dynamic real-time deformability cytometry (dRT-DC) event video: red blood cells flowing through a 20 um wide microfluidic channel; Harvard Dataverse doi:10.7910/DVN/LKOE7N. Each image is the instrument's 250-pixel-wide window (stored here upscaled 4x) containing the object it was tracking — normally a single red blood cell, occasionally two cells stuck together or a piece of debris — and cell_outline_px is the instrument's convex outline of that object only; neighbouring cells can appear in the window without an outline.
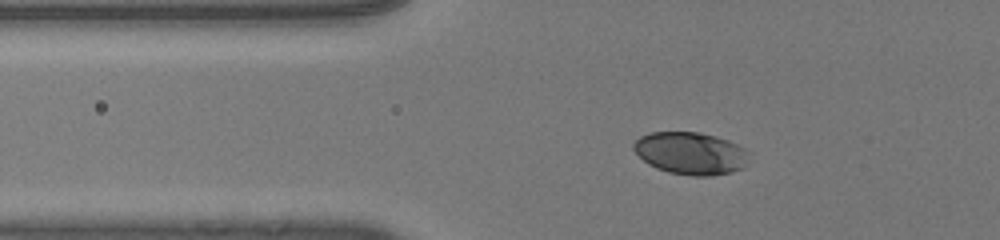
{"species": "human", "species_latin": "Homo sapiens", "temperature_condition": "room temperature", "stored_images_in_passage": 47, "camera_frame_rate_fps": 3000, "um_per_image_px": 0.085, "donor": {"sex": "male"}, "frame": {"image": 1, "passage_image": 15, "time_ms": 4.667, "image_size_px": [1000, 240], "cell_outline_px": [[752, 152], [744, 168], [732, 172], [712, 176], [692, 176], [668, 172], [656, 168], [648, 164], [632, 148], [632, 144], [640, 136], [652, 132], [700, 132], [716, 136], [728, 140]], "centroid_in_image_um": [58.75, 13.03], "position_along_channel_um": 67.1, "area_um2": 28.84}}
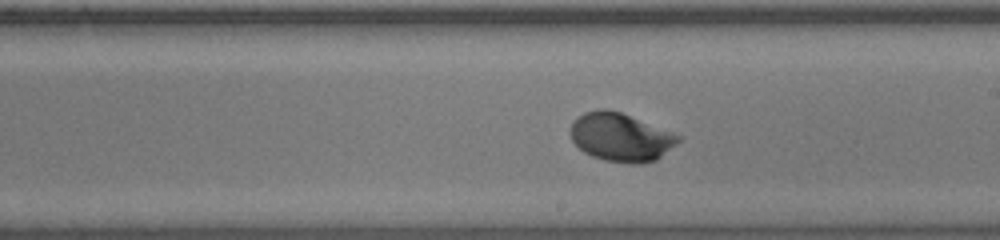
{"frame": {"image": 2, "passage_image": 29, "time_ms": 9.333, "image_size_px": [1000, 240], "cell_outline_px": [[684, 136], [676, 144], [656, 160], [640, 164], [628, 164], [604, 160], [592, 156], [584, 152], [572, 140], [568, 132], [576, 116], [584, 112], [600, 108], [608, 108], [620, 112]], "centroid_in_image_um": [52.75, 11.65], "position_along_channel_um": 236.2, "area_um2": 30.69}}
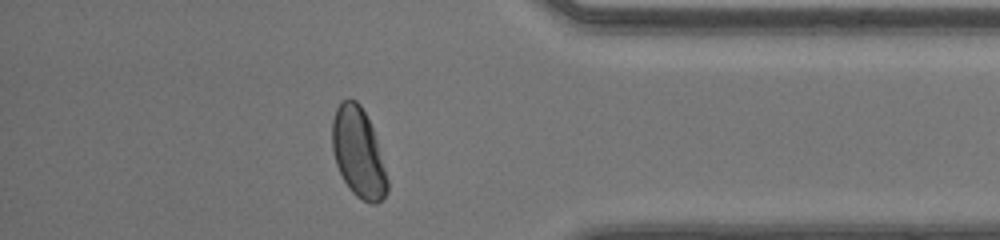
{"frame": {"image": 3, "passage_image": 42, "time_ms": 13.667, "image_size_px": [1000, 240], "cell_outline_px": [[388, 192], [376, 204], [372, 204], [356, 196], [348, 188], [336, 164], [332, 148], [332, 120], [336, 108], [340, 100], [348, 96], [356, 100], [360, 104], [372, 128], [376, 140], [388, 180]], "centroid_in_image_um": [30.43, 12.94], "position_along_channel_um": 404.8, "area_um2": 28.67}, "authors_computed_cell_mechanics": {"area_um2": 29.3046, "velocity_mm_per_s": 4.1071, "shape_relaxation_time_tau1_ms": 2.3361, "shape_relaxation_time_tau2_ms": null, "deformation_change_tau1": 0.1488, "deformation_change_tau2": null}}